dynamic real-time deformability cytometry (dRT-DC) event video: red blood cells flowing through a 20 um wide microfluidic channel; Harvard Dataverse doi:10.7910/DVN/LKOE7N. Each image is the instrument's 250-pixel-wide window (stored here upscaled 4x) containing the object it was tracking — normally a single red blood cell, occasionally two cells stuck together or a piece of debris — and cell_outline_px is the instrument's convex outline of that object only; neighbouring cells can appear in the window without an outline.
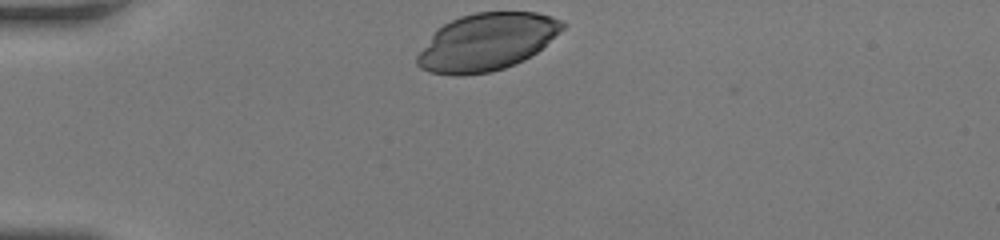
{"species": "human", "species_latin": "Homo sapiens", "temperature_condition": "room temperature", "stored_images_in_passage": 30, "camera_frame_rate_fps": 3000, "um_per_image_px": 0.085, "donor": {"sex": "female"}, "frame": {"image": 1, "passage_image": 1, "time_ms": 0.0, "image_size_px": [1000, 240], "cell_outline_px": [[568, 24], [564, 28], [536, 52], [524, 60], [504, 68], [492, 72], [460, 76], [456, 76], [428, 72], [420, 68], [416, 64], [416, 56], [432, 36], [444, 24], [460, 16], [476, 12], [536, 12], [552, 16], [564, 20]], "centroid_in_image_um": [41.39, 3.57], "position_along_channel_um": 43.6, "area_um2": 48.38}}
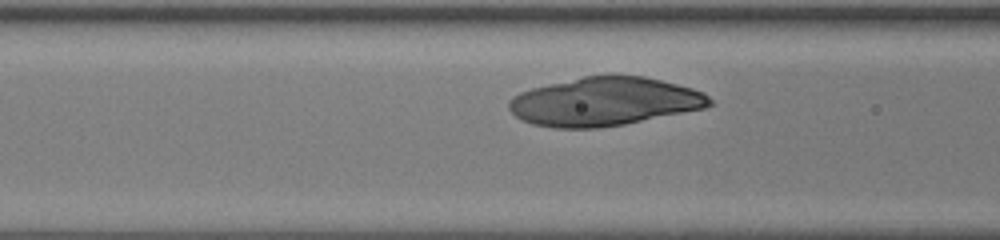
{"frame": {"image": 2, "passage_image": 9, "time_ms": 2.667, "image_size_px": [1000, 240], "cell_outline_px": [[712, 104], [704, 108], [624, 124], [600, 128], [552, 128], [532, 124], [520, 120], [508, 108], [508, 100], [512, 96], [520, 92], [532, 88], [548, 84], [584, 76], [608, 72], [644, 76], [692, 88], [704, 92], [712, 100]], "centroid_in_image_um": [51.35, 8.61], "position_along_channel_um": 115.3, "area_um2": 57.4}}
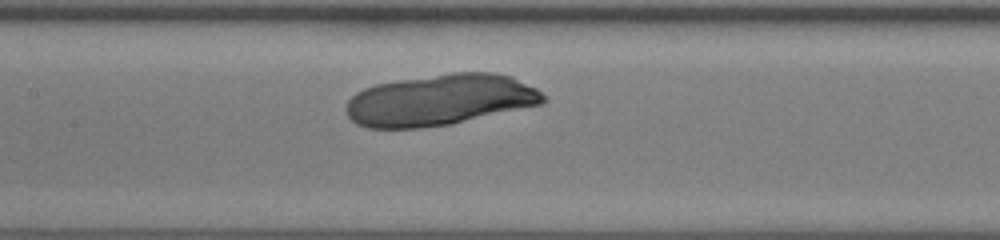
{"frame": {"image": 3, "passage_image": 13, "time_ms": 4.0, "image_size_px": [1000, 240], "cell_outline_px": [[548, 100], [544, 104], [452, 124], [416, 128], [368, 128], [356, 124], [348, 116], [348, 100], [356, 92], [364, 88], [376, 84], [400, 80], [452, 72], [492, 72], [512, 76], [536, 88]], "centroid_in_image_um": [37.45, 8.5], "position_along_channel_um": 170.0, "area_um2": 58.9}}